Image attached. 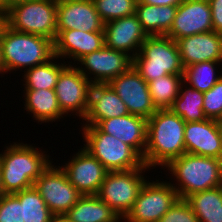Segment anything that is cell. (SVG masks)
Listing matches in <instances>:
<instances>
[{"label":"cell","mask_w":222,"mask_h":222,"mask_svg":"<svg viewBox=\"0 0 222 222\" xmlns=\"http://www.w3.org/2000/svg\"><path fill=\"white\" fill-rule=\"evenodd\" d=\"M185 121L171 109H159L147 120L144 164L161 170L173 159L186 153ZM158 165V166H157Z\"/></svg>","instance_id":"1"},{"label":"cell","mask_w":222,"mask_h":222,"mask_svg":"<svg viewBox=\"0 0 222 222\" xmlns=\"http://www.w3.org/2000/svg\"><path fill=\"white\" fill-rule=\"evenodd\" d=\"M0 153V175L4 194L32 188L34 182L52 162L51 156L39 147L12 142ZM39 148V150H38ZM50 158V159H49Z\"/></svg>","instance_id":"2"},{"label":"cell","mask_w":222,"mask_h":222,"mask_svg":"<svg viewBox=\"0 0 222 222\" xmlns=\"http://www.w3.org/2000/svg\"><path fill=\"white\" fill-rule=\"evenodd\" d=\"M178 197L186 199L194 193L222 185V162L218 158L184 153L170 161L164 168ZM174 177V178H173Z\"/></svg>","instance_id":"3"},{"label":"cell","mask_w":222,"mask_h":222,"mask_svg":"<svg viewBox=\"0 0 222 222\" xmlns=\"http://www.w3.org/2000/svg\"><path fill=\"white\" fill-rule=\"evenodd\" d=\"M0 41L4 75L46 63L54 56L53 41L40 35L17 32L5 25ZM15 71V72H14Z\"/></svg>","instance_id":"4"},{"label":"cell","mask_w":222,"mask_h":222,"mask_svg":"<svg viewBox=\"0 0 222 222\" xmlns=\"http://www.w3.org/2000/svg\"><path fill=\"white\" fill-rule=\"evenodd\" d=\"M133 67L147 83L184 73L177 42L166 35L148 36L133 58Z\"/></svg>","instance_id":"5"},{"label":"cell","mask_w":222,"mask_h":222,"mask_svg":"<svg viewBox=\"0 0 222 222\" xmlns=\"http://www.w3.org/2000/svg\"><path fill=\"white\" fill-rule=\"evenodd\" d=\"M82 140L85 148L110 171H124L141 168L142 156L120 139L101 132L95 125L81 126Z\"/></svg>","instance_id":"6"},{"label":"cell","mask_w":222,"mask_h":222,"mask_svg":"<svg viewBox=\"0 0 222 222\" xmlns=\"http://www.w3.org/2000/svg\"><path fill=\"white\" fill-rule=\"evenodd\" d=\"M6 25L17 32L57 36V0H25L6 9Z\"/></svg>","instance_id":"7"},{"label":"cell","mask_w":222,"mask_h":222,"mask_svg":"<svg viewBox=\"0 0 222 222\" xmlns=\"http://www.w3.org/2000/svg\"><path fill=\"white\" fill-rule=\"evenodd\" d=\"M146 171L150 168L144 164L138 169L107 172L97 196L123 219L148 180L144 176Z\"/></svg>","instance_id":"8"},{"label":"cell","mask_w":222,"mask_h":222,"mask_svg":"<svg viewBox=\"0 0 222 222\" xmlns=\"http://www.w3.org/2000/svg\"><path fill=\"white\" fill-rule=\"evenodd\" d=\"M178 194L167 180H150L143 184L124 222H158L177 201Z\"/></svg>","instance_id":"9"},{"label":"cell","mask_w":222,"mask_h":222,"mask_svg":"<svg viewBox=\"0 0 222 222\" xmlns=\"http://www.w3.org/2000/svg\"><path fill=\"white\" fill-rule=\"evenodd\" d=\"M34 188L54 216L65 215L82 196L69 182L64 170L52 163L34 182Z\"/></svg>","instance_id":"10"},{"label":"cell","mask_w":222,"mask_h":222,"mask_svg":"<svg viewBox=\"0 0 222 222\" xmlns=\"http://www.w3.org/2000/svg\"><path fill=\"white\" fill-rule=\"evenodd\" d=\"M91 85L92 83L76 65L67 64L62 69L55 86V93L59 107L66 117L76 115L83 121L88 111Z\"/></svg>","instance_id":"11"},{"label":"cell","mask_w":222,"mask_h":222,"mask_svg":"<svg viewBox=\"0 0 222 222\" xmlns=\"http://www.w3.org/2000/svg\"><path fill=\"white\" fill-rule=\"evenodd\" d=\"M132 66L133 58L130 55L105 45L100 50L82 57L76 65L92 84H108L113 78L126 73Z\"/></svg>","instance_id":"12"},{"label":"cell","mask_w":222,"mask_h":222,"mask_svg":"<svg viewBox=\"0 0 222 222\" xmlns=\"http://www.w3.org/2000/svg\"><path fill=\"white\" fill-rule=\"evenodd\" d=\"M108 85L127 106L129 114L148 120L156 111L148 83L132 66L126 73L113 78Z\"/></svg>","instance_id":"13"},{"label":"cell","mask_w":222,"mask_h":222,"mask_svg":"<svg viewBox=\"0 0 222 222\" xmlns=\"http://www.w3.org/2000/svg\"><path fill=\"white\" fill-rule=\"evenodd\" d=\"M73 155L60 167L66 173L69 182L82 195H97L108 171L85 148L78 149Z\"/></svg>","instance_id":"14"},{"label":"cell","mask_w":222,"mask_h":222,"mask_svg":"<svg viewBox=\"0 0 222 222\" xmlns=\"http://www.w3.org/2000/svg\"><path fill=\"white\" fill-rule=\"evenodd\" d=\"M213 31L212 14L208 0H184L166 36L177 41L180 38Z\"/></svg>","instance_id":"15"},{"label":"cell","mask_w":222,"mask_h":222,"mask_svg":"<svg viewBox=\"0 0 222 222\" xmlns=\"http://www.w3.org/2000/svg\"><path fill=\"white\" fill-rule=\"evenodd\" d=\"M92 0H57V30L104 31Z\"/></svg>","instance_id":"16"},{"label":"cell","mask_w":222,"mask_h":222,"mask_svg":"<svg viewBox=\"0 0 222 222\" xmlns=\"http://www.w3.org/2000/svg\"><path fill=\"white\" fill-rule=\"evenodd\" d=\"M148 37L136 14L109 21L104 24L105 46L126 52L134 58Z\"/></svg>","instance_id":"17"},{"label":"cell","mask_w":222,"mask_h":222,"mask_svg":"<svg viewBox=\"0 0 222 222\" xmlns=\"http://www.w3.org/2000/svg\"><path fill=\"white\" fill-rule=\"evenodd\" d=\"M54 44V55L76 65L82 57L100 50L104 45V31L57 30Z\"/></svg>","instance_id":"18"},{"label":"cell","mask_w":222,"mask_h":222,"mask_svg":"<svg viewBox=\"0 0 222 222\" xmlns=\"http://www.w3.org/2000/svg\"><path fill=\"white\" fill-rule=\"evenodd\" d=\"M221 129L222 122L214 119L186 122L184 130L186 153L219 159Z\"/></svg>","instance_id":"19"},{"label":"cell","mask_w":222,"mask_h":222,"mask_svg":"<svg viewBox=\"0 0 222 222\" xmlns=\"http://www.w3.org/2000/svg\"><path fill=\"white\" fill-rule=\"evenodd\" d=\"M181 63L184 68L195 63L222 62V34L214 31L178 39Z\"/></svg>","instance_id":"20"},{"label":"cell","mask_w":222,"mask_h":222,"mask_svg":"<svg viewBox=\"0 0 222 222\" xmlns=\"http://www.w3.org/2000/svg\"><path fill=\"white\" fill-rule=\"evenodd\" d=\"M95 126L103 133L110 134L133 147L142 157L146 148L147 120L127 114L98 121Z\"/></svg>","instance_id":"21"},{"label":"cell","mask_w":222,"mask_h":222,"mask_svg":"<svg viewBox=\"0 0 222 222\" xmlns=\"http://www.w3.org/2000/svg\"><path fill=\"white\" fill-rule=\"evenodd\" d=\"M129 114L127 106L108 84H92L88 111L82 126H93L100 120Z\"/></svg>","instance_id":"22"},{"label":"cell","mask_w":222,"mask_h":222,"mask_svg":"<svg viewBox=\"0 0 222 222\" xmlns=\"http://www.w3.org/2000/svg\"><path fill=\"white\" fill-rule=\"evenodd\" d=\"M24 109L38 124L57 122L66 116L59 107L55 89H24Z\"/></svg>","instance_id":"23"},{"label":"cell","mask_w":222,"mask_h":222,"mask_svg":"<svg viewBox=\"0 0 222 222\" xmlns=\"http://www.w3.org/2000/svg\"><path fill=\"white\" fill-rule=\"evenodd\" d=\"M65 216L72 222H122L123 220L97 195H82Z\"/></svg>","instance_id":"24"},{"label":"cell","mask_w":222,"mask_h":222,"mask_svg":"<svg viewBox=\"0 0 222 222\" xmlns=\"http://www.w3.org/2000/svg\"><path fill=\"white\" fill-rule=\"evenodd\" d=\"M177 6H155L141 3L136 5V15L148 36L166 35L173 24Z\"/></svg>","instance_id":"25"},{"label":"cell","mask_w":222,"mask_h":222,"mask_svg":"<svg viewBox=\"0 0 222 222\" xmlns=\"http://www.w3.org/2000/svg\"><path fill=\"white\" fill-rule=\"evenodd\" d=\"M59 57L53 56L46 63L36 65L33 68L27 69L23 73L22 85L24 89L39 90V89H55L58 77L62 69L67 65L68 61Z\"/></svg>","instance_id":"26"},{"label":"cell","mask_w":222,"mask_h":222,"mask_svg":"<svg viewBox=\"0 0 222 222\" xmlns=\"http://www.w3.org/2000/svg\"><path fill=\"white\" fill-rule=\"evenodd\" d=\"M200 222H222V185L186 198Z\"/></svg>","instance_id":"27"},{"label":"cell","mask_w":222,"mask_h":222,"mask_svg":"<svg viewBox=\"0 0 222 222\" xmlns=\"http://www.w3.org/2000/svg\"><path fill=\"white\" fill-rule=\"evenodd\" d=\"M170 109L185 122H198L207 119L203 111V93L184 82L181 84L179 94Z\"/></svg>","instance_id":"28"},{"label":"cell","mask_w":222,"mask_h":222,"mask_svg":"<svg viewBox=\"0 0 222 222\" xmlns=\"http://www.w3.org/2000/svg\"><path fill=\"white\" fill-rule=\"evenodd\" d=\"M222 62L206 61L184 68L183 82L202 93L211 89L222 77ZM217 73V74H216ZM220 74V75H219Z\"/></svg>","instance_id":"29"},{"label":"cell","mask_w":222,"mask_h":222,"mask_svg":"<svg viewBox=\"0 0 222 222\" xmlns=\"http://www.w3.org/2000/svg\"><path fill=\"white\" fill-rule=\"evenodd\" d=\"M183 74L158 77L148 83L150 96L156 109H170L179 94Z\"/></svg>","instance_id":"30"},{"label":"cell","mask_w":222,"mask_h":222,"mask_svg":"<svg viewBox=\"0 0 222 222\" xmlns=\"http://www.w3.org/2000/svg\"><path fill=\"white\" fill-rule=\"evenodd\" d=\"M22 206L23 222H51L53 214L34 188L13 193Z\"/></svg>","instance_id":"31"},{"label":"cell","mask_w":222,"mask_h":222,"mask_svg":"<svg viewBox=\"0 0 222 222\" xmlns=\"http://www.w3.org/2000/svg\"><path fill=\"white\" fill-rule=\"evenodd\" d=\"M99 16L107 23L109 21L130 16L136 13L138 0H92Z\"/></svg>","instance_id":"32"},{"label":"cell","mask_w":222,"mask_h":222,"mask_svg":"<svg viewBox=\"0 0 222 222\" xmlns=\"http://www.w3.org/2000/svg\"><path fill=\"white\" fill-rule=\"evenodd\" d=\"M203 111L208 119L222 122V77L203 93Z\"/></svg>","instance_id":"33"},{"label":"cell","mask_w":222,"mask_h":222,"mask_svg":"<svg viewBox=\"0 0 222 222\" xmlns=\"http://www.w3.org/2000/svg\"><path fill=\"white\" fill-rule=\"evenodd\" d=\"M158 222H200L186 199L178 198Z\"/></svg>","instance_id":"34"},{"label":"cell","mask_w":222,"mask_h":222,"mask_svg":"<svg viewBox=\"0 0 222 222\" xmlns=\"http://www.w3.org/2000/svg\"><path fill=\"white\" fill-rule=\"evenodd\" d=\"M0 222H23L22 206L14 194L0 197Z\"/></svg>","instance_id":"35"},{"label":"cell","mask_w":222,"mask_h":222,"mask_svg":"<svg viewBox=\"0 0 222 222\" xmlns=\"http://www.w3.org/2000/svg\"><path fill=\"white\" fill-rule=\"evenodd\" d=\"M212 14L213 31L222 34V0H208Z\"/></svg>","instance_id":"36"},{"label":"cell","mask_w":222,"mask_h":222,"mask_svg":"<svg viewBox=\"0 0 222 222\" xmlns=\"http://www.w3.org/2000/svg\"><path fill=\"white\" fill-rule=\"evenodd\" d=\"M141 3L155 6H178L184 0H139Z\"/></svg>","instance_id":"37"},{"label":"cell","mask_w":222,"mask_h":222,"mask_svg":"<svg viewBox=\"0 0 222 222\" xmlns=\"http://www.w3.org/2000/svg\"><path fill=\"white\" fill-rule=\"evenodd\" d=\"M6 25V9L0 8V35Z\"/></svg>","instance_id":"38"},{"label":"cell","mask_w":222,"mask_h":222,"mask_svg":"<svg viewBox=\"0 0 222 222\" xmlns=\"http://www.w3.org/2000/svg\"><path fill=\"white\" fill-rule=\"evenodd\" d=\"M51 222H72L69 218H67L65 215H56L53 216Z\"/></svg>","instance_id":"39"},{"label":"cell","mask_w":222,"mask_h":222,"mask_svg":"<svg viewBox=\"0 0 222 222\" xmlns=\"http://www.w3.org/2000/svg\"><path fill=\"white\" fill-rule=\"evenodd\" d=\"M25 0H2V8L7 9L10 5Z\"/></svg>","instance_id":"40"},{"label":"cell","mask_w":222,"mask_h":222,"mask_svg":"<svg viewBox=\"0 0 222 222\" xmlns=\"http://www.w3.org/2000/svg\"><path fill=\"white\" fill-rule=\"evenodd\" d=\"M0 75L2 77H5V76H2L4 75V65H3V60H2V45H1V41H0Z\"/></svg>","instance_id":"41"},{"label":"cell","mask_w":222,"mask_h":222,"mask_svg":"<svg viewBox=\"0 0 222 222\" xmlns=\"http://www.w3.org/2000/svg\"><path fill=\"white\" fill-rule=\"evenodd\" d=\"M4 195V191H3V188H2V183H1V175H0V197Z\"/></svg>","instance_id":"42"},{"label":"cell","mask_w":222,"mask_h":222,"mask_svg":"<svg viewBox=\"0 0 222 222\" xmlns=\"http://www.w3.org/2000/svg\"><path fill=\"white\" fill-rule=\"evenodd\" d=\"M222 162V129H221V153H220V158H219Z\"/></svg>","instance_id":"43"},{"label":"cell","mask_w":222,"mask_h":222,"mask_svg":"<svg viewBox=\"0 0 222 222\" xmlns=\"http://www.w3.org/2000/svg\"><path fill=\"white\" fill-rule=\"evenodd\" d=\"M0 8H2V0H0Z\"/></svg>","instance_id":"44"}]
</instances>
